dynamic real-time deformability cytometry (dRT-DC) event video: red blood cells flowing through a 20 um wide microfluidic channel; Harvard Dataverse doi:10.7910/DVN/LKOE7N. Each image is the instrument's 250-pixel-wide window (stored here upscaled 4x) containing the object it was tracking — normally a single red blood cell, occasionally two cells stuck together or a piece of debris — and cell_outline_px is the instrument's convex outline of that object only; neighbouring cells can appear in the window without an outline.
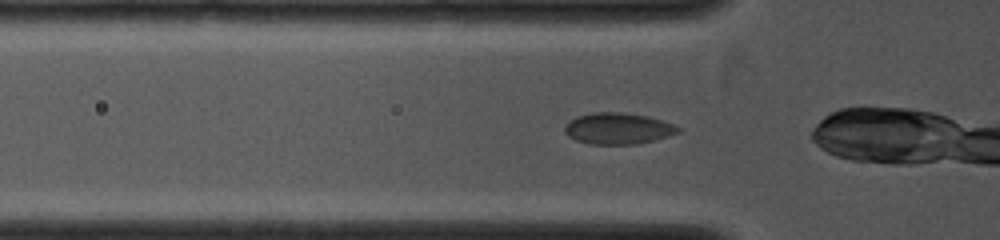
{"species": "common noctule bat (a hibernating species)", "species_latin": "Nyctalus noctula", "temperature_condition": "cold", "stored_images_in_passage": 6, "camera_frame_rate_fps": 4000, "um_per_image_px": 0.085, "animal": {"sex": "female", "body_mass_g": 19.0, "forearm_length_mm": 53.3}, "frame": {"image": 1, "passage_image": 3, "time_ms": 0.5, "image_size_px": [1000, 240], "cell_outline_px": [[680, 132], [668, 136], [636, 144], [588, 144], [576, 140], [568, 136], [564, 132], [564, 128], [576, 116], [592, 112], [620, 112], [648, 116], [672, 124], [680, 128]], "centroid_in_image_um": [52.51, 10.92], "position_along_channel_um": 73.3, "area_um2": 20.52}}